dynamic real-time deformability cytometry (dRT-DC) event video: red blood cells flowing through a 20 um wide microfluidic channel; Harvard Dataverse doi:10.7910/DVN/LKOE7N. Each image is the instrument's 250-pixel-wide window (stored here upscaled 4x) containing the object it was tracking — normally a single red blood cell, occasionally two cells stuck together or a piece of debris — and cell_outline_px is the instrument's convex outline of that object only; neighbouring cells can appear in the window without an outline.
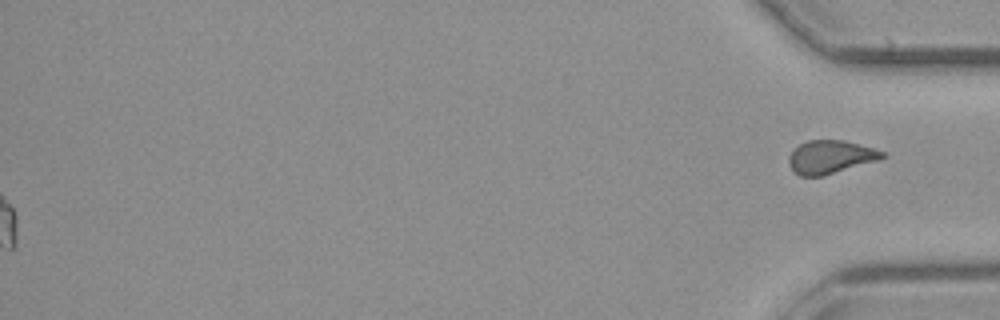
{"species": "common noctule bat (a hibernating species)", "species_latin": "Nyctalus noctula", "temperature_condition": "cold", "stored_images_in_passage": 55, "segment_of_instrument_passage": [2, 2], "camera_frame_rate_fps": 3000, "um_per_image_px": 0.085, "animal": {"sex": "male", "body_mass_g": 23.1, "forearm_length_mm": 52.7}, "frame": {"image": 1, "passage_image": 55, "time_ms": 18.0, "image_size_px": [1000, 320], "cell_outline_px": [[888, 156], [880, 160], [824, 176], [800, 176], [788, 164], [788, 156], [800, 144], [808, 140], [844, 140], [872, 148], [884, 152]], "centroid_in_image_um": [70.62, 13.35], "position_along_channel_um": 364.6, "area_um2": 18.15}}